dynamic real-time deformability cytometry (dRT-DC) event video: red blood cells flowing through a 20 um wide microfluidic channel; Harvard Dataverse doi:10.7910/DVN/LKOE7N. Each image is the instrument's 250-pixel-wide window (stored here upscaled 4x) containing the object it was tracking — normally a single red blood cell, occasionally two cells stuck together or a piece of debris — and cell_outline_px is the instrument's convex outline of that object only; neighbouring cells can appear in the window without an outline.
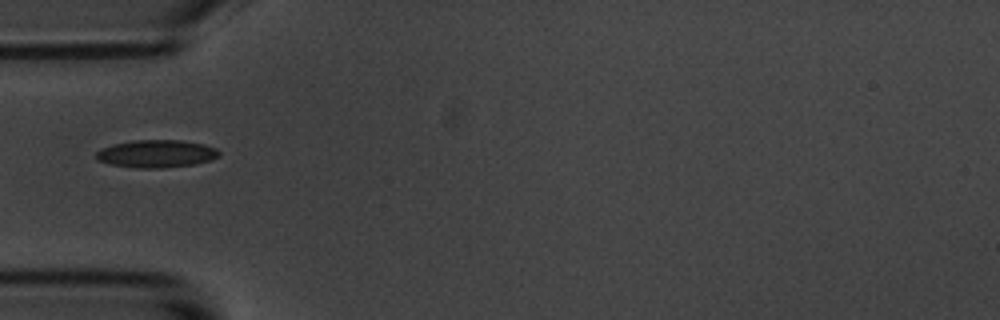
{"species": "common noctule bat (a hibernating species)", "species_latin": "Nyctalus noctula", "temperature_condition": "room temperature", "stored_images_in_passage": 3, "camera_frame_rate_fps": 3000, "um_per_image_px": 0.085, "animal": {"sex": "male", "body_mass_g": 20.1, "forearm_length_mm": 53.5}, "frame": {"image": 1, "passage_image": 1, "time_ms": 0.0, "image_size_px": [1000, 320], "cell_outline_px": [[220, 156], [212, 160], [196, 164], [164, 168], [136, 168], [112, 164], [96, 160], [96, 152], [100, 148], [112, 144], [132, 140], [180, 140], [204, 144], [216, 148], [220, 152]], "centroid_in_image_um": [13.31, 13.06], "position_along_channel_um": 71.7, "area_um2": 20.06}}